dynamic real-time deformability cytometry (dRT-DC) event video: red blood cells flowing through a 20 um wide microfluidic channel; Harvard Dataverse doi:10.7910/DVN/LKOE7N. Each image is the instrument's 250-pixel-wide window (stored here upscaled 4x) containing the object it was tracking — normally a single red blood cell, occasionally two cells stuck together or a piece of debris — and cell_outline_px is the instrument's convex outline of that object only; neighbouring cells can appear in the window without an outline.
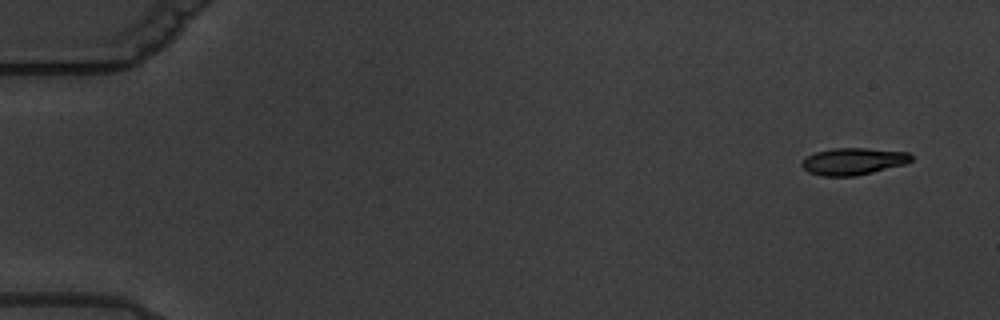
{"species": "common noctule bat (a hibernating species)", "species_latin": "Nyctalus noctula", "temperature_condition": "warm", "stored_images_in_passage": 12, "camera_frame_rate_fps": 3000, "um_per_image_px": 0.085, "animal": {"sex": "male", "body_mass_g": 19.5, "forearm_length_mm": 54.6}, "frame": {"image": 1, "passage_image": 1, "time_ms": 0.0, "image_size_px": [1000, 320], "cell_outline_px": [[912, 160], [908, 164], [856, 176], [820, 176], [808, 172], [800, 164], [808, 156], [816, 152], [832, 148], [864, 148], [908, 152], [912, 156]], "centroid_in_image_um": [72.56, 13.72], "position_along_channel_um": 12.4, "area_um2": 17.28}}
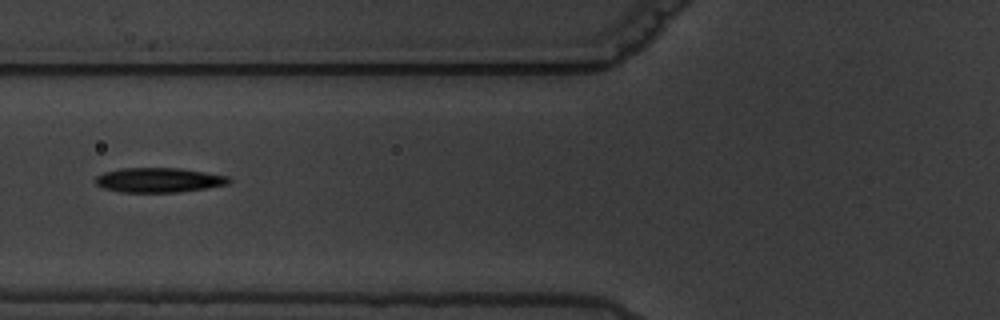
{"frame": {"image": 2, "passage_image": 7, "time_ms": 7.0, "image_size_px": [1000, 320], "cell_outline_px": [[232, 180], [228, 184], [204, 188], [176, 192], [120, 192], [104, 188], [96, 184], [96, 176], [104, 172], [120, 168], [180, 168], [228, 176]], "centroid_in_image_um": [13.48, 15.3], "position_along_channel_um": 112.3, "area_um2": 19.02}}